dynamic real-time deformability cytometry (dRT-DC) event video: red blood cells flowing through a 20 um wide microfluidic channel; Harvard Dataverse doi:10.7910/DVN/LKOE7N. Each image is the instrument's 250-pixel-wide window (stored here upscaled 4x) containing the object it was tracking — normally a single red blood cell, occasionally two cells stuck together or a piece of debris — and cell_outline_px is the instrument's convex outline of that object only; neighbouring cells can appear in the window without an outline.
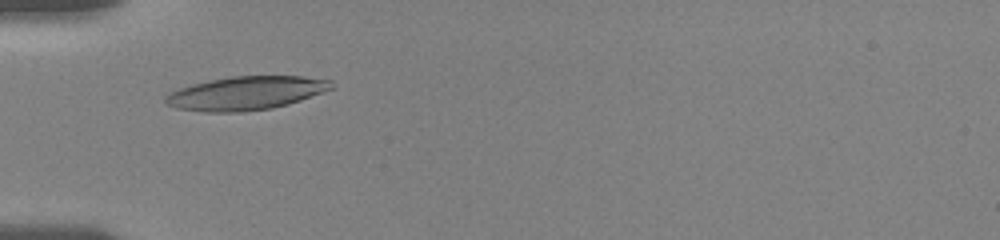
{"species": "human", "species_latin": "Homo sapiens", "temperature_condition": "room temperature", "stored_images_in_passage": 6, "camera_frame_rate_fps": 3000, "um_per_image_px": 0.085, "donor": {"sex": "female"}, "frame": {"image": 1, "passage_image": 5, "time_ms": 1.333, "image_size_px": [1000, 240], "cell_outline_px": [[336, 84], [332, 88], [300, 100], [288, 104], [272, 108], [240, 112], [204, 112], [176, 108], [168, 104], [164, 100], [164, 96], [180, 88], [192, 84], [208, 80], [232, 76], [300, 76], [332, 80]], "centroid_in_image_um": [20.9, 7.91], "position_along_channel_um": 64.1, "area_um2": 32.37}}